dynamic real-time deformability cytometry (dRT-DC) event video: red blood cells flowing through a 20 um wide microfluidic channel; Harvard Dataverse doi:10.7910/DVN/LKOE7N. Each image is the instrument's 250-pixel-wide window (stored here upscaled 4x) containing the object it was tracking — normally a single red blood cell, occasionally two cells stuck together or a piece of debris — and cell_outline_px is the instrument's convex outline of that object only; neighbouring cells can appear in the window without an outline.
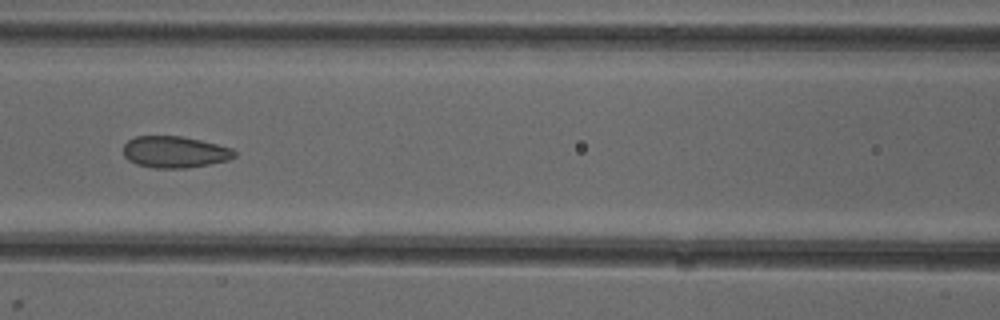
{"species": "common noctule bat (a hibernating species)", "species_latin": "Nyctalus noctula", "temperature_condition": "cold", "stored_images_in_passage": 6, "camera_frame_rate_fps": 3000, "um_per_image_px": 0.085, "animal": {"sex": "female"}, "frame": {"image": 1, "passage_image": 6, "time_ms": 6.667, "image_size_px": [1000, 320], "cell_outline_px": [[236, 156], [228, 160], [188, 168], [152, 168], [136, 164], [128, 160], [124, 156], [124, 144], [128, 140], [136, 136], [180, 136], [200, 140], [232, 148], [236, 152]], "centroid_in_image_um": [14.84, 12.92], "position_along_channel_um": 151.8, "area_um2": 20.46}}